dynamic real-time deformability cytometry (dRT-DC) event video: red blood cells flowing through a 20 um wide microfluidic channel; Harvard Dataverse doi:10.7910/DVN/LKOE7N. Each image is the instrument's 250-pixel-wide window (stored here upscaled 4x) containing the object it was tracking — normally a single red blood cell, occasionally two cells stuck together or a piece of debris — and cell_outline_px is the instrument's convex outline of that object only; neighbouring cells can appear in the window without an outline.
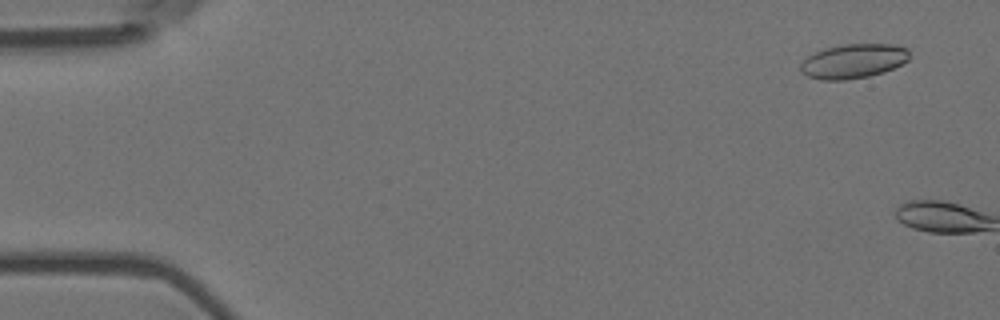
{"species": "Egyptian fruit bat (a non-hibernating species)", "species_latin": "Rousettus aegyptiacus", "temperature_condition": "room temperature", "stored_images_in_passage": 5, "camera_frame_rate_fps": 3000, "um_per_image_px": 0.085, "animal": {"sex": "female"}, "frame": {"image": 1, "passage_image": 1, "time_ms": 0.0, "image_size_px": [1000, 320], "cell_outline_px": [[908, 60], [884, 72], [868, 76], [844, 80], [820, 80], [808, 76], [800, 72], [800, 64], [808, 56], [824, 48], [844, 44], [892, 44], [908, 48]], "centroid_in_image_um": [72.51, 5.19], "position_along_channel_um": 12.5, "area_um2": 21.73}}
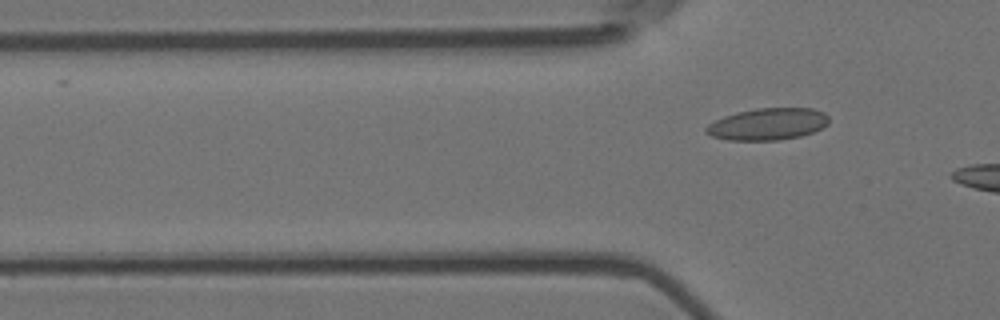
{"frame": {"image": 2, "passage_image": 5, "time_ms": 1.333, "image_size_px": [1000, 320], "cell_outline_px": [[828, 124], [812, 132], [800, 136], [776, 140], [728, 140], [712, 136], [704, 132], [704, 128], [708, 124], [724, 116], [736, 112], [756, 108], [812, 108], [824, 112], [828, 116]], "centroid_in_image_um": [65.23, 10.54], "position_along_channel_um": 60.6, "area_um2": 22.77}}